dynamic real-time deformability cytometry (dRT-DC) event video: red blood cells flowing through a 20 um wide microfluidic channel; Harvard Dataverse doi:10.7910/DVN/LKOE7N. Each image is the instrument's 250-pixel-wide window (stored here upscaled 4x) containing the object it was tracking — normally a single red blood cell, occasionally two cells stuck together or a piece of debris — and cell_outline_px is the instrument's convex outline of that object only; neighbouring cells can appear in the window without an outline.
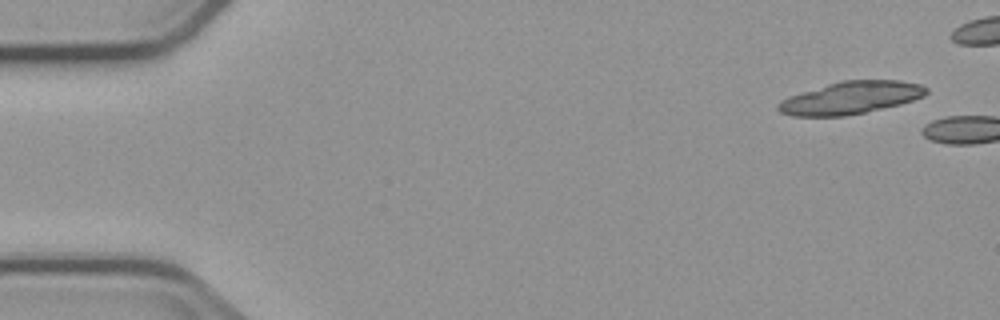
{"species": "common noctule bat (a hibernating species)", "species_latin": "Nyctalus noctula", "temperature_condition": "cold", "stored_images_in_passage": 2, "camera_frame_rate_fps": 3000, "um_per_image_px": 0.085, "animal": {"sex": "male", "body_mass_g": 23.1, "forearm_length_mm": 52.7}, "frame": {"image": 1, "passage_image": 1, "time_ms": 0.0, "image_size_px": [1000, 320], "cell_outline_px": [[928, 92], [924, 96], [900, 104], [864, 112], [844, 116], [792, 116], [780, 112], [776, 108], [776, 104], [780, 100], [788, 96], [840, 80], [900, 80], [920, 84], [928, 88]], "centroid_in_image_um": [72.28, 8.3], "position_along_channel_um": 12.7, "area_um2": 28.09}}